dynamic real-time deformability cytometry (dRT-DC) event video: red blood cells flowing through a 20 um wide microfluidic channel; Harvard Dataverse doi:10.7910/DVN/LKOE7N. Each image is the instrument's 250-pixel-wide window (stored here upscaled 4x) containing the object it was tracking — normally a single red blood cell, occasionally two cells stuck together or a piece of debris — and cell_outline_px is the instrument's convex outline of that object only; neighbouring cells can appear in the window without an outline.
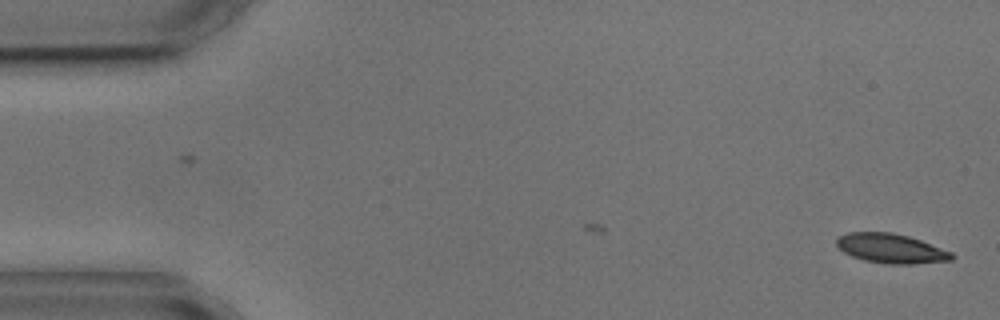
{"species": "common noctule bat (a hibernating species)", "species_latin": "Nyctalus noctula", "temperature_condition": "cold", "stored_images_in_passage": 2, "camera_frame_rate_fps": 3000, "um_per_image_px": 0.085, "animal": {"sex": "male", "body_mass_g": 17.9, "forearm_length_mm": 54.2}, "frame": {"image": 1, "passage_image": 2, "time_ms": 1.0, "image_size_px": [1000, 320], "cell_outline_px": [[956, 256], [952, 260], [916, 264], [888, 264], [864, 260], [852, 256], [844, 252], [836, 244], [836, 236], [848, 232], [892, 232], [908, 236], [920, 240], [952, 252]], "centroid_in_image_um": [75.73, 21.12], "position_along_channel_um": 9.3, "area_um2": 19.88}}